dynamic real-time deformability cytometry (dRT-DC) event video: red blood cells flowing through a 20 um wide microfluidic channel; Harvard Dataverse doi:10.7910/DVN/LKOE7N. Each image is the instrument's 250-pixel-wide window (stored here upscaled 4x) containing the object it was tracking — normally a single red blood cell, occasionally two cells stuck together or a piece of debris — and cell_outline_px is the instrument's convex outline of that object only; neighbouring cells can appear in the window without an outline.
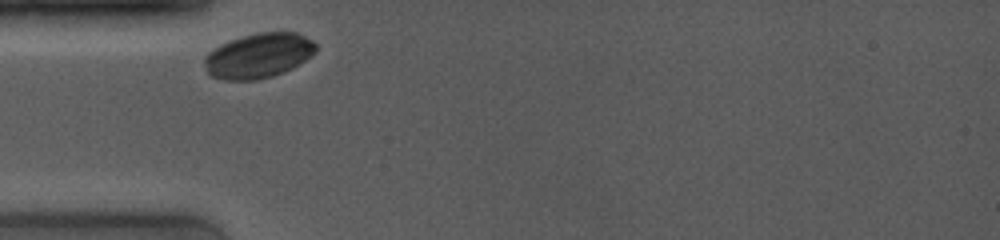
{"species": "common noctule bat (a hibernating species)", "species_latin": "Nyctalus noctula", "temperature_condition": "room temperature", "stored_images_in_passage": 9, "camera_frame_rate_fps": 4000, "um_per_image_px": 0.085, "animal": {"sex": "female", "body_mass_g": 19.0, "forearm_length_mm": 53.3}, "frame": {"image": 1, "passage_image": 1, "time_ms": 0.0, "image_size_px": [1000, 240], "cell_outline_px": [[316, 52], [292, 68], [272, 76], [256, 80], [224, 80], [212, 76], [208, 72], [204, 64], [204, 56], [208, 52], [220, 44], [256, 32], [296, 32], [312, 40], [316, 44]], "centroid_in_image_um": [21.96, 4.73], "position_along_channel_um": 63.0, "area_um2": 28.96}}
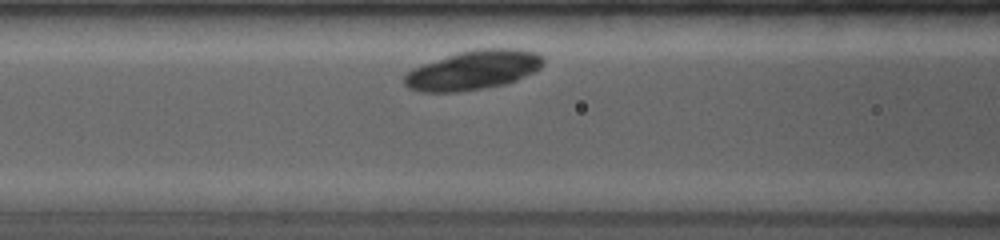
{"frame": {"image": 2, "passage_image": 6, "time_ms": 1.75, "image_size_px": [1000, 240], "cell_outline_px": [[544, 64], [540, 68], [516, 80], [504, 84], [456, 92], [420, 92], [408, 88], [404, 84], [404, 76], [412, 68], [456, 52], [472, 48], [520, 48], [536, 52], [544, 60]], "centroid_in_image_um": [40.21, 5.94], "position_along_channel_um": 126.4, "area_um2": 31.91}}